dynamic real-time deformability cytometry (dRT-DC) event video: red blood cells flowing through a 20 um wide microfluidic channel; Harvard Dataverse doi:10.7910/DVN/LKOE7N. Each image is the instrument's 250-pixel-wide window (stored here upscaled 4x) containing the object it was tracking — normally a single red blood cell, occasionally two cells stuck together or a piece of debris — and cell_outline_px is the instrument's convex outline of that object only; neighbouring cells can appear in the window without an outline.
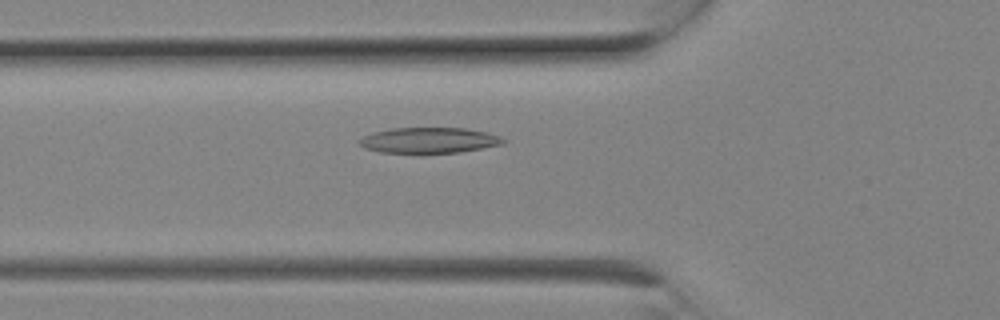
{"species": "Egyptian fruit bat (a non-hibernating species)", "species_latin": "Rousettus aegyptiacus", "temperature_condition": "room temperature", "stored_images_in_passage": 8, "camera_frame_rate_fps": 3000, "um_per_image_px": 0.085, "animal": {"sex": "female"}, "frame": {"image": 1, "passage_image": 8, "time_ms": 2.333, "image_size_px": [1000, 320], "cell_outline_px": [[508, 140], [504, 144], [460, 152], [420, 156], [380, 152], [364, 148], [356, 140], [372, 132], [392, 128], [464, 128], [484, 132], [500, 136]], "centroid_in_image_um": [36.43, 11.97], "position_along_channel_um": 89.4, "area_um2": 22.48}}